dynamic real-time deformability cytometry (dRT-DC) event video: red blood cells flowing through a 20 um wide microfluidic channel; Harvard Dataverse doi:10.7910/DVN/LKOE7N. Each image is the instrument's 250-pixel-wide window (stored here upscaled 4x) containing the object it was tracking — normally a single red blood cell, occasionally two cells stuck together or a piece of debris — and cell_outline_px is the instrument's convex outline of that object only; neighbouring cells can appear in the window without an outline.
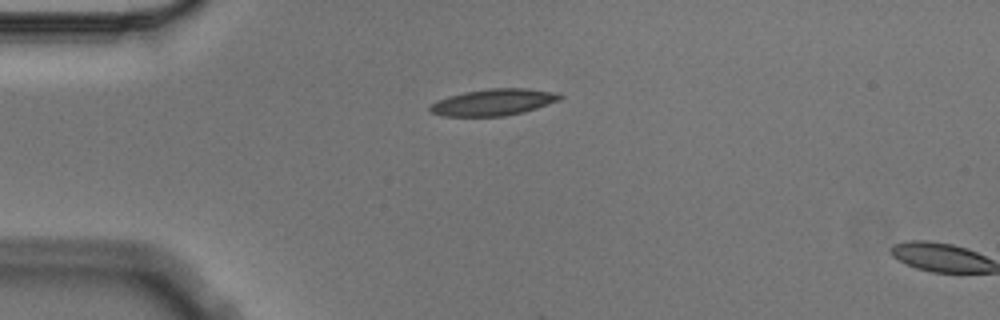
{"species": "Egyptian fruit bat (a non-hibernating species)", "species_latin": "Rousettus aegyptiacus", "temperature_condition": "cold", "stored_images_in_passage": 2, "camera_frame_rate_fps": 3000, "um_per_image_px": 0.085, "animal": {"sex": "male"}, "frame": {"image": 1, "passage_image": 1, "time_ms": 0.0, "image_size_px": [1000, 320], "cell_outline_px": [[564, 96], [560, 100], [524, 112], [504, 116], [444, 116], [432, 112], [428, 108], [436, 100], [448, 96], [464, 92], [488, 88], [524, 88], [552, 92]], "centroid_in_image_um": [41.92, 8.69], "position_along_channel_um": 43.1, "area_um2": 20.0}}